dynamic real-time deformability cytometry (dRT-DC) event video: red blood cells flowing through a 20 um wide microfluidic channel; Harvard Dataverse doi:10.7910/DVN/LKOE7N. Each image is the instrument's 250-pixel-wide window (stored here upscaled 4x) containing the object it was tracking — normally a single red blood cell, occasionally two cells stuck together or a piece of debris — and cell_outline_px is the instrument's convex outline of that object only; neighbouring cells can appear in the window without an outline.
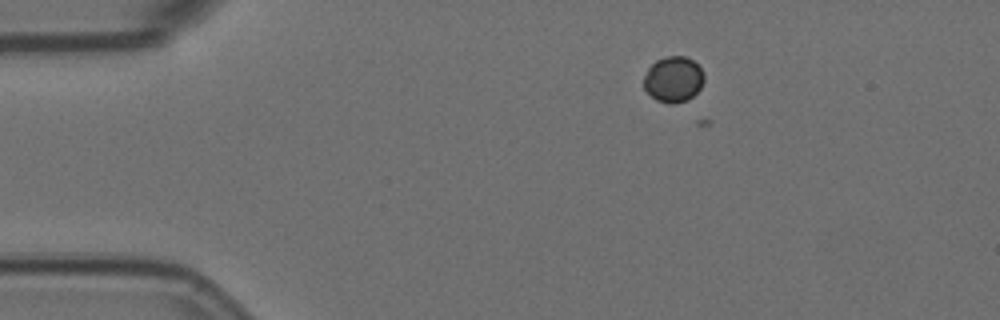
{"species": "Egyptian fruit bat (a non-hibernating species)", "species_latin": "Rousettus aegyptiacus", "temperature_condition": "room temperature", "stored_images_in_passage": 9, "camera_frame_rate_fps": 3000, "um_per_image_px": 0.085, "animal": {"sex": "female"}, "frame": {"image": 1, "passage_image": 2, "time_ms": 0.333, "image_size_px": [1000, 320], "cell_outline_px": [[704, 80], [700, 88], [688, 100], [672, 104], [668, 104], [656, 100], [644, 88], [644, 76], [648, 68], [656, 60], [668, 56], [684, 56], [692, 60], [704, 72]], "centroid_in_image_um": [57.24, 6.75], "position_along_channel_um": 27.8, "area_um2": 16.01}}